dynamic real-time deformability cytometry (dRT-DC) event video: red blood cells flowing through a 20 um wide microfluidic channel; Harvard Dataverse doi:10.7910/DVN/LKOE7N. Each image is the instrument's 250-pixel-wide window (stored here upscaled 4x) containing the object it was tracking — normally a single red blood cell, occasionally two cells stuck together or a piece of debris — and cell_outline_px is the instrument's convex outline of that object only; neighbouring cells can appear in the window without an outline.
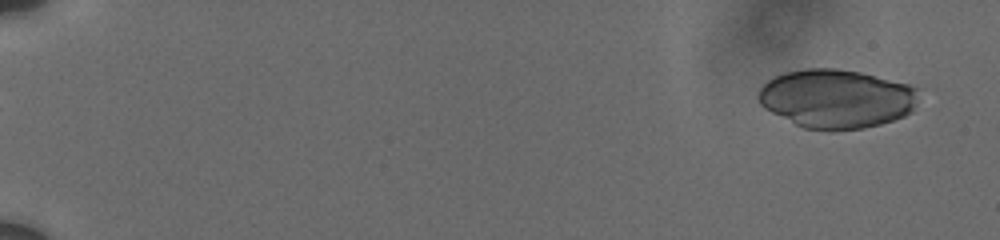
{"species": "human", "species_latin": "Homo sapiens", "temperature_condition": "cold", "stored_images_in_passage": 31, "camera_frame_rate_fps": 3000, "um_per_image_px": 0.085, "donor": {"sex": "male"}, "frame": {"image": 1, "passage_image": 3, "time_ms": 0.333, "image_size_px": [1000, 240], "cell_outline_px": [[920, 88], [912, 112], [904, 116], [880, 124], [864, 128], [832, 132], [828, 132], [804, 128], [764, 108], [760, 104], [756, 96], [760, 88], [772, 76], [784, 72], [804, 68], [836, 68], [860, 72], [908, 84]], "centroid_in_image_um": [71.08, 8.39], "position_along_channel_um": 13.9, "area_um2": 55.55}}
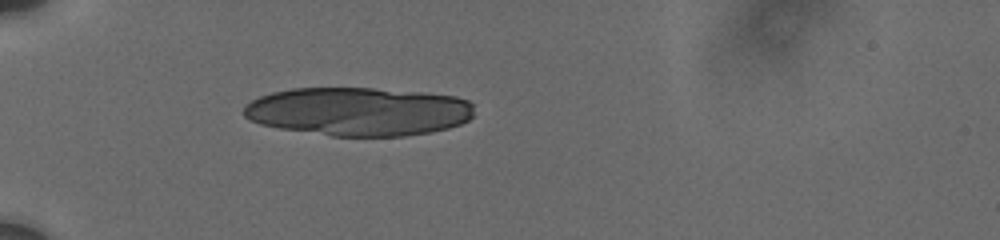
{"frame": {"image": 2, "passage_image": 18, "time_ms": 5.667, "image_size_px": [1000, 240], "cell_outline_px": [[472, 116], [468, 120], [460, 124], [448, 128], [432, 132], [404, 136], [332, 136], [280, 128], [260, 124], [244, 116], [244, 108], [252, 100], [260, 96], [272, 92], [292, 88], [372, 88], [424, 92], [456, 96], [468, 100], [472, 104]], "centroid_in_image_um": [30.49, 9.47], "position_along_channel_um": 54.5, "area_um2": 65.26}}